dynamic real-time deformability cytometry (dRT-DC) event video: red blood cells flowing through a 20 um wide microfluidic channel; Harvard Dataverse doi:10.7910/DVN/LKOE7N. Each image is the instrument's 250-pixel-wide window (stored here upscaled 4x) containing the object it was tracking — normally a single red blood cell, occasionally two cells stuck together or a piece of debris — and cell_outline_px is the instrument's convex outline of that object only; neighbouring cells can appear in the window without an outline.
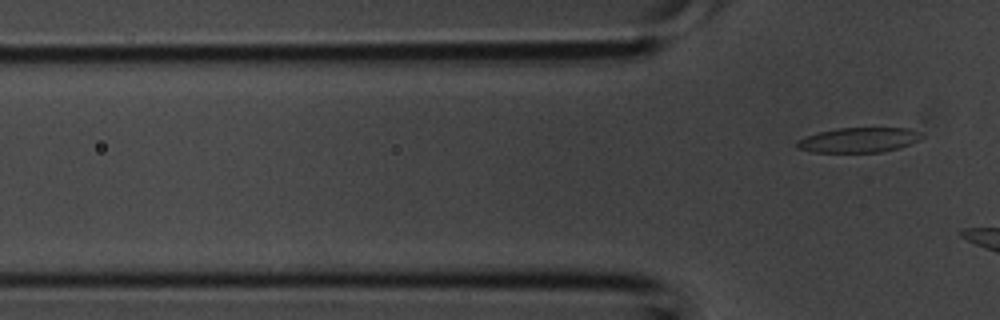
{"species": "common noctule bat (a hibernating species)", "species_latin": "Nyctalus noctula", "temperature_condition": "room temperature", "stored_images_in_passage": 4, "camera_frame_rate_fps": 3000, "um_per_image_px": 0.085, "animal": {"sex": "male", "body_mass_g": 20.1, "forearm_length_mm": 53.5}, "frame": {"image": 1, "passage_image": 4, "time_ms": 1.0, "image_size_px": [1000, 320], "cell_outline_px": [[924, 136], [920, 140], [900, 148], [880, 152], [812, 152], [796, 148], [796, 140], [820, 132], [840, 128], [908, 128]], "centroid_in_image_um": [72.99, 11.91], "position_along_channel_um": 52.8, "area_um2": 17.98}}